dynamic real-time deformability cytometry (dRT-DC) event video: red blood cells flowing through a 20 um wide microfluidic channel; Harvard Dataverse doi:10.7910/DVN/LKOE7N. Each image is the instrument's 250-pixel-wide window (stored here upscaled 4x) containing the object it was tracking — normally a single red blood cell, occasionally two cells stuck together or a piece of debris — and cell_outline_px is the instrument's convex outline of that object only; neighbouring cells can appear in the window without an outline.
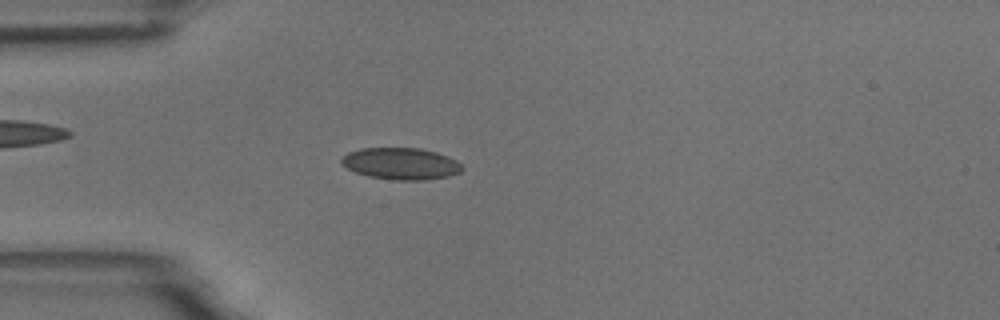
{"species": "common noctule bat (a hibernating species)", "species_latin": "Nyctalus noctula", "temperature_condition": "room temperature", "stored_images_in_passage": 2, "camera_frame_rate_fps": 3000, "um_per_image_px": 0.085, "animal": {"sex": "male", "body_mass_g": 18.8}, "frame": {"image": 1, "passage_image": 1, "time_ms": 0.0, "image_size_px": [1000, 320], "cell_outline_px": [[464, 168], [460, 172], [448, 176], [424, 180], [396, 180], [368, 176], [356, 172], [340, 164], [340, 160], [348, 152], [360, 148], [420, 148], [436, 152], [448, 156], [456, 160]], "centroid_in_image_um": [34.07, 13.9], "position_along_channel_um": 50.9, "area_um2": 22.31}}